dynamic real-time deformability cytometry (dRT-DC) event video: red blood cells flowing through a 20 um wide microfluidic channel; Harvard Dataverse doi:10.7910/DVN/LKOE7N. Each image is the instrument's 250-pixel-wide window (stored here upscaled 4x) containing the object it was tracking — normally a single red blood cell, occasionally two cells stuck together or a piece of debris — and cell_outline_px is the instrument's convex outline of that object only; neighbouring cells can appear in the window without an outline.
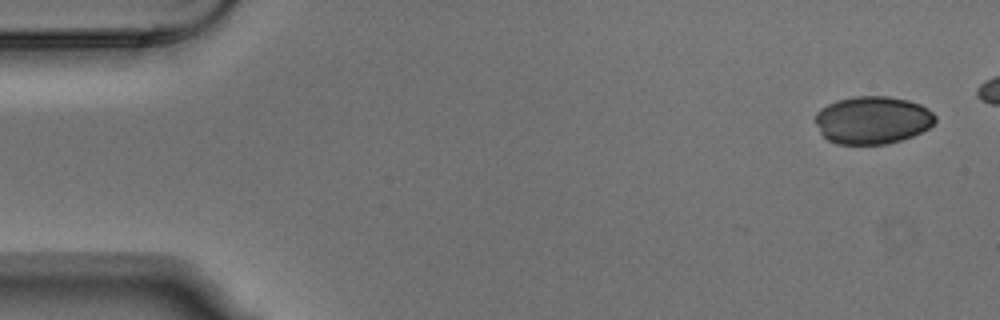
{"species": "Egyptian fruit bat (a non-hibernating species)", "species_latin": "Rousettus aegyptiacus", "temperature_condition": "warm", "stored_images_in_passage": 6, "camera_frame_rate_fps": 3000, "um_per_image_px": 0.085, "animal": {"sex": "male"}, "frame": {"image": 1, "passage_image": 1, "time_ms": 0.0, "image_size_px": [1000, 320], "cell_outline_px": [[936, 120], [928, 128], [912, 136], [888, 144], [836, 144], [828, 140], [820, 132], [816, 124], [816, 112], [820, 108], [836, 100], [852, 96], [888, 96], [908, 100], [920, 104], [928, 108], [936, 116]], "centroid_in_image_um": [74.15, 10.2], "position_along_channel_um": 10.8, "area_um2": 33.47}}
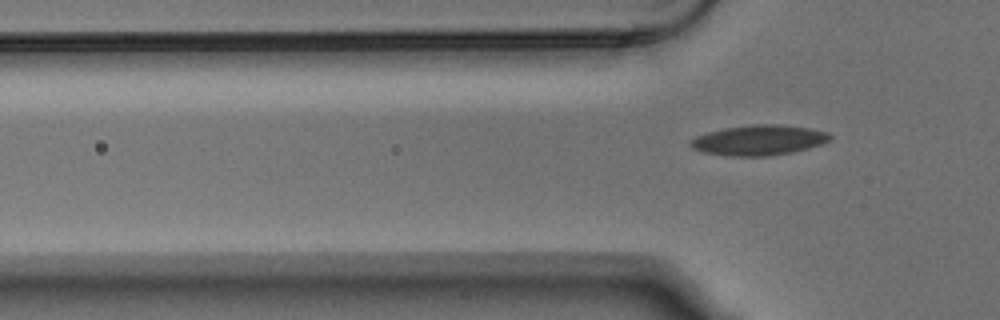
{"frame": {"image": 2, "passage_image": 6, "time_ms": 1.667, "image_size_px": [1000, 320], "cell_outline_px": [[832, 140], [808, 148], [792, 152], [768, 156], [728, 156], [704, 152], [692, 148], [688, 144], [688, 140], [696, 136], [708, 132], [724, 128], [752, 124], [780, 124], [808, 128], [828, 132], [832, 136]], "centroid_in_image_um": [64.48, 11.91], "position_along_channel_um": 61.3, "area_um2": 24.68}}